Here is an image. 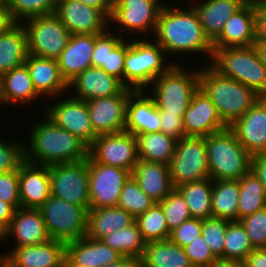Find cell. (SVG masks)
I'll list each match as a JSON object with an SVG mask.
<instances>
[{
    "label": "cell",
    "instance_id": "60",
    "mask_svg": "<svg viewBox=\"0 0 266 267\" xmlns=\"http://www.w3.org/2000/svg\"><path fill=\"white\" fill-rule=\"evenodd\" d=\"M104 267H139V261L130 256H122L117 261Z\"/></svg>",
    "mask_w": 266,
    "mask_h": 267
},
{
    "label": "cell",
    "instance_id": "8",
    "mask_svg": "<svg viewBox=\"0 0 266 267\" xmlns=\"http://www.w3.org/2000/svg\"><path fill=\"white\" fill-rule=\"evenodd\" d=\"M165 3V0H112L109 29L127 39H138L139 34L142 35L139 38H151Z\"/></svg>",
    "mask_w": 266,
    "mask_h": 267
},
{
    "label": "cell",
    "instance_id": "19",
    "mask_svg": "<svg viewBox=\"0 0 266 267\" xmlns=\"http://www.w3.org/2000/svg\"><path fill=\"white\" fill-rule=\"evenodd\" d=\"M183 126L186 137H206L228 127L220 118L216 106L200 87L184 113Z\"/></svg>",
    "mask_w": 266,
    "mask_h": 267
},
{
    "label": "cell",
    "instance_id": "40",
    "mask_svg": "<svg viewBox=\"0 0 266 267\" xmlns=\"http://www.w3.org/2000/svg\"><path fill=\"white\" fill-rule=\"evenodd\" d=\"M142 238L146 243L168 240L171 232L161 205L156 202L150 209L135 218Z\"/></svg>",
    "mask_w": 266,
    "mask_h": 267
},
{
    "label": "cell",
    "instance_id": "2",
    "mask_svg": "<svg viewBox=\"0 0 266 267\" xmlns=\"http://www.w3.org/2000/svg\"><path fill=\"white\" fill-rule=\"evenodd\" d=\"M31 123L24 141V160L39 165L78 162L88 158L89 146L76 135L59 127L45 113ZM37 121V123H36ZM30 140V141H29ZM28 141V142H27Z\"/></svg>",
    "mask_w": 266,
    "mask_h": 267
},
{
    "label": "cell",
    "instance_id": "5",
    "mask_svg": "<svg viewBox=\"0 0 266 267\" xmlns=\"http://www.w3.org/2000/svg\"><path fill=\"white\" fill-rule=\"evenodd\" d=\"M169 61L170 58L163 48L152 38L129 39V48L124 61V84L134 90H146L175 62L180 64V60Z\"/></svg>",
    "mask_w": 266,
    "mask_h": 267
},
{
    "label": "cell",
    "instance_id": "13",
    "mask_svg": "<svg viewBox=\"0 0 266 267\" xmlns=\"http://www.w3.org/2000/svg\"><path fill=\"white\" fill-rule=\"evenodd\" d=\"M68 94V97L61 95L49 99L53 105H44L46 109L42 108V111L45 110L43 113L59 127L76 135L90 146L97 135L92 128L87 103Z\"/></svg>",
    "mask_w": 266,
    "mask_h": 267
},
{
    "label": "cell",
    "instance_id": "29",
    "mask_svg": "<svg viewBox=\"0 0 266 267\" xmlns=\"http://www.w3.org/2000/svg\"><path fill=\"white\" fill-rule=\"evenodd\" d=\"M187 1L197 12L203 32L211 43L220 35L226 21L246 3L245 0H195L194 4L192 0Z\"/></svg>",
    "mask_w": 266,
    "mask_h": 267
},
{
    "label": "cell",
    "instance_id": "14",
    "mask_svg": "<svg viewBox=\"0 0 266 267\" xmlns=\"http://www.w3.org/2000/svg\"><path fill=\"white\" fill-rule=\"evenodd\" d=\"M89 156L97 163L132 172L139 160L136 136L127 131L99 135L89 146Z\"/></svg>",
    "mask_w": 266,
    "mask_h": 267
},
{
    "label": "cell",
    "instance_id": "63",
    "mask_svg": "<svg viewBox=\"0 0 266 267\" xmlns=\"http://www.w3.org/2000/svg\"><path fill=\"white\" fill-rule=\"evenodd\" d=\"M0 267H16L7 257L0 256Z\"/></svg>",
    "mask_w": 266,
    "mask_h": 267
},
{
    "label": "cell",
    "instance_id": "49",
    "mask_svg": "<svg viewBox=\"0 0 266 267\" xmlns=\"http://www.w3.org/2000/svg\"><path fill=\"white\" fill-rule=\"evenodd\" d=\"M184 252L194 267H211L217 258L211 252L203 235H199L189 245L183 247Z\"/></svg>",
    "mask_w": 266,
    "mask_h": 267
},
{
    "label": "cell",
    "instance_id": "52",
    "mask_svg": "<svg viewBox=\"0 0 266 267\" xmlns=\"http://www.w3.org/2000/svg\"><path fill=\"white\" fill-rule=\"evenodd\" d=\"M0 200L20 208L19 168L17 171L0 173Z\"/></svg>",
    "mask_w": 266,
    "mask_h": 267
},
{
    "label": "cell",
    "instance_id": "17",
    "mask_svg": "<svg viewBox=\"0 0 266 267\" xmlns=\"http://www.w3.org/2000/svg\"><path fill=\"white\" fill-rule=\"evenodd\" d=\"M71 34H102L109 27V17L80 0H57L54 13Z\"/></svg>",
    "mask_w": 266,
    "mask_h": 267
},
{
    "label": "cell",
    "instance_id": "33",
    "mask_svg": "<svg viewBox=\"0 0 266 267\" xmlns=\"http://www.w3.org/2000/svg\"><path fill=\"white\" fill-rule=\"evenodd\" d=\"M27 56L26 30L22 23H15L0 35V76L24 64Z\"/></svg>",
    "mask_w": 266,
    "mask_h": 267
},
{
    "label": "cell",
    "instance_id": "21",
    "mask_svg": "<svg viewBox=\"0 0 266 267\" xmlns=\"http://www.w3.org/2000/svg\"><path fill=\"white\" fill-rule=\"evenodd\" d=\"M256 42L255 2H246L225 23L212 48L249 47Z\"/></svg>",
    "mask_w": 266,
    "mask_h": 267
},
{
    "label": "cell",
    "instance_id": "51",
    "mask_svg": "<svg viewBox=\"0 0 266 267\" xmlns=\"http://www.w3.org/2000/svg\"><path fill=\"white\" fill-rule=\"evenodd\" d=\"M203 219L191 218L171 231L170 240L182 248L202 235Z\"/></svg>",
    "mask_w": 266,
    "mask_h": 267
},
{
    "label": "cell",
    "instance_id": "34",
    "mask_svg": "<svg viewBox=\"0 0 266 267\" xmlns=\"http://www.w3.org/2000/svg\"><path fill=\"white\" fill-rule=\"evenodd\" d=\"M139 267H194L184 249L170 239L146 243Z\"/></svg>",
    "mask_w": 266,
    "mask_h": 267
},
{
    "label": "cell",
    "instance_id": "23",
    "mask_svg": "<svg viewBox=\"0 0 266 267\" xmlns=\"http://www.w3.org/2000/svg\"><path fill=\"white\" fill-rule=\"evenodd\" d=\"M19 196L21 208L38 209L51 196L49 166L24 160L19 165Z\"/></svg>",
    "mask_w": 266,
    "mask_h": 267
},
{
    "label": "cell",
    "instance_id": "45",
    "mask_svg": "<svg viewBox=\"0 0 266 267\" xmlns=\"http://www.w3.org/2000/svg\"><path fill=\"white\" fill-rule=\"evenodd\" d=\"M229 222L215 217L203 219L202 235L216 258H223L224 239Z\"/></svg>",
    "mask_w": 266,
    "mask_h": 267
},
{
    "label": "cell",
    "instance_id": "47",
    "mask_svg": "<svg viewBox=\"0 0 266 267\" xmlns=\"http://www.w3.org/2000/svg\"><path fill=\"white\" fill-rule=\"evenodd\" d=\"M255 249L266 248V207L239 220Z\"/></svg>",
    "mask_w": 266,
    "mask_h": 267
},
{
    "label": "cell",
    "instance_id": "27",
    "mask_svg": "<svg viewBox=\"0 0 266 267\" xmlns=\"http://www.w3.org/2000/svg\"><path fill=\"white\" fill-rule=\"evenodd\" d=\"M160 116L154 99L146 90H134L128 98L125 131L134 136L160 132Z\"/></svg>",
    "mask_w": 266,
    "mask_h": 267
},
{
    "label": "cell",
    "instance_id": "3",
    "mask_svg": "<svg viewBox=\"0 0 266 267\" xmlns=\"http://www.w3.org/2000/svg\"><path fill=\"white\" fill-rule=\"evenodd\" d=\"M199 87L216 106L228 127L261 98L253 89L219 74L209 64H200Z\"/></svg>",
    "mask_w": 266,
    "mask_h": 267
},
{
    "label": "cell",
    "instance_id": "26",
    "mask_svg": "<svg viewBox=\"0 0 266 267\" xmlns=\"http://www.w3.org/2000/svg\"><path fill=\"white\" fill-rule=\"evenodd\" d=\"M35 90L25 64L13 68L0 76V108L8 105L30 107L36 100L44 98ZM30 104V105H29ZM4 105V106H3ZM10 105V106H9ZM19 105V106H18Z\"/></svg>",
    "mask_w": 266,
    "mask_h": 267
},
{
    "label": "cell",
    "instance_id": "44",
    "mask_svg": "<svg viewBox=\"0 0 266 267\" xmlns=\"http://www.w3.org/2000/svg\"><path fill=\"white\" fill-rule=\"evenodd\" d=\"M158 203L164 211L170 232L176 227H179L184 221L192 218L184 197L176 188H174L165 199Z\"/></svg>",
    "mask_w": 266,
    "mask_h": 267
},
{
    "label": "cell",
    "instance_id": "1",
    "mask_svg": "<svg viewBox=\"0 0 266 267\" xmlns=\"http://www.w3.org/2000/svg\"><path fill=\"white\" fill-rule=\"evenodd\" d=\"M174 3L177 2L170 4L168 2L162 8L151 38L163 48L170 59H173L175 55L178 60L180 56L188 58L193 55L192 57L201 59L207 55L203 60L210 59L208 62L202 60L201 64H209L213 54L212 43L203 32L197 12L192 5L189 7L187 5L184 9V6H182L183 8L179 5L173 6ZM194 54L199 57L201 55V57L197 58Z\"/></svg>",
    "mask_w": 266,
    "mask_h": 267
},
{
    "label": "cell",
    "instance_id": "7",
    "mask_svg": "<svg viewBox=\"0 0 266 267\" xmlns=\"http://www.w3.org/2000/svg\"><path fill=\"white\" fill-rule=\"evenodd\" d=\"M209 65L219 74L266 97V67L260 61L254 46L213 48Z\"/></svg>",
    "mask_w": 266,
    "mask_h": 267
},
{
    "label": "cell",
    "instance_id": "54",
    "mask_svg": "<svg viewBox=\"0 0 266 267\" xmlns=\"http://www.w3.org/2000/svg\"><path fill=\"white\" fill-rule=\"evenodd\" d=\"M256 41H266V4L255 3Z\"/></svg>",
    "mask_w": 266,
    "mask_h": 267
},
{
    "label": "cell",
    "instance_id": "58",
    "mask_svg": "<svg viewBox=\"0 0 266 267\" xmlns=\"http://www.w3.org/2000/svg\"><path fill=\"white\" fill-rule=\"evenodd\" d=\"M15 24L11 13L5 3L0 4V35Z\"/></svg>",
    "mask_w": 266,
    "mask_h": 267
},
{
    "label": "cell",
    "instance_id": "42",
    "mask_svg": "<svg viewBox=\"0 0 266 267\" xmlns=\"http://www.w3.org/2000/svg\"><path fill=\"white\" fill-rule=\"evenodd\" d=\"M156 202L140 189L130 176L120 193L117 207L124 209L134 218L150 209Z\"/></svg>",
    "mask_w": 266,
    "mask_h": 267
},
{
    "label": "cell",
    "instance_id": "53",
    "mask_svg": "<svg viewBox=\"0 0 266 267\" xmlns=\"http://www.w3.org/2000/svg\"><path fill=\"white\" fill-rule=\"evenodd\" d=\"M160 116V132L179 140L186 137L184 134L183 118L178 114L159 113Z\"/></svg>",
    "mask_w": 266,
    "mask_h": 267
},
{
    "label": "cell",
    "instance_id": "36",
    "mask_svg": "<svg viewBox=\"0 0 266 267\" xmlns=\"http://www.w3.org/2000/svg\"><path fill=\"white\" fill-rule=\"evenodd\" d=\"M239 180H213L212 214L215 218L238 221Z\"/></svg>",
    "mask_w": 266,
    "mask_h": 267
},
{
    "label": "cell",
    "instance_id": "64",
    "mask_svg": "<svg viewBox=\"0 0 266 267\" xmlns=\"http://www.w3.org/2000/svg\"><path fill=\"white\" fill-rule=\"evenodd\" d=\"M63 267H83L80 265L74 264L66 255L63 260Z\"/></svg>",
    "mask_w": 266,
    "mask_h": 267
},
{
    "label": "cell",
    "instance_id": "43",
    "mask_svg": "<svg viewBox=\"0 0 266 267\" xmlns=\"http://www.w3.org/2000/svg\"><path fill=\"white\" fill-rule=\"evenodd\" d=\"M57 0H6L11 16L15 23L55 13Z\"/></svg>",
    "mask_w": 266,
    "mask_h": 267
},
{
    "label": "cell",
    "instance_id": "10",
    "mask_svg": "<svg viewBox=\"0 0 266 267\" xmlns=\"http://www.w3.org/2000/svg\"><path fill=\"white\" fill-rule=\"evenodd\" d=\"M51 195L89 210V156L49 166Z\"/></svg>",
    "mask_w": 266,
    "mask_h": 267
},
{
    "label": "cell",
    "instance_id": "38",
    "mask_svg": "<svg viewBox=\"0 0 266 267\" xmlns=\"http://www.w3.org/2000/svg\"><path fill=\"white\" fill-rule=\"evenodd\" d=\"M238 221L266 207L262 183L251 170L239 180Z\"/></svg>",
    "mask_w": 266,
    "mask_h": 267
},
{
    "label": "cell",
    "instance_id": "22",
    "mask_svg": "<svg viewBox=\"0 0 266 267\" xmlns=\"http://www.w3.org/2000/svg\"><path fill=\"white\" fill-rule=\"evenodd\" d=\"M11 246L0 256L7 257L16 267H63L66 244L56 239L22 247Z\"/></svg>",
    "mask_w": 266,
    "mask_h": 267
},
{
    "label": "cell",
    "instance_id": "11",
    "mask_svg": "<svg viewBox=\"0 0 266 267\" xmlns=\"http://www.w3.org/2000/svg\"><path fill=\"white\" fill-rule=\"evenodd\" d=\"M22 24L26 30L30 55L56 60L71 36L55 14L30 18Z\"/></svg>",
    "mask_w": 266,
    "mask_h": 267
},
{
    "label": "cell",
    "instance_id": "18",
    "mask_svg": "<svg viewBox=\"0 0 266 267\" xmlns=\"http://www.w3.org/2000/svg\"><path fill=\"white\" fill-rule=\"evenodd\" d=\"M229 128L252 156L266 154V97H261Z\"/></svg>",
    "mask_w": 266,
    "mask_h": 267
},
{
    "label": "cell",
    "instance_id": "68",
    "mask_svg": "<svg viewBox=\"0 0 266 267\" xmlns=\"http://www.w3.org/2000/svg\"><path fill=\"white\" fill-rule=\"evenodd\" d=\"M5 2H6V0H0V4H3Z\"/></svg>",
    "mask_w": 266,
    "mask_h": 267
},
{
    "label": "cell",
    "instance_id": "66",
    "mask_svg": "<svg viewBox=\"0 0 266 267\" xmlns=\"http://www.w3.org/2000/svg\"><path fill=\"white\" fill-rule=\"evenodd\" d=\"M255 3H264V4H266V0H258V1L255 2Z\"/></svg>",
    "mask_w": 266,
    "mask_h": 267
},
{
    "label": "cell",
    "instance_id": "32",
    "mask_svg": "<svg viewBox=\"0 0 266 267\" xmlns=\"http://www.w3.org/2000/svg\"><path fill=\"white\" fill-rule=\"evenodd\" d=\"M135 218L122 208H89L87 213L86 237L101 240L103 237L128 227Z\"/></svg>",
    "mask_w": 266,
    "mask_h": 267
},
{
    "label": "cell",
    "instance_id": "20",
    "mask_svg": "<svg viewBox=\"0 0 266 267\" xmlns=\"http://www.w3.org/2000/svg\"><path fill=\"white\" fill-rule=\"evenodd\" d=\"M126 88L121 80L100 67H90L68 82L69 95L84 101L121 94Z\"/></svg>",
    "mask_w": 266,
    "mask_h": 267
},
{
    "label": "cell",
    "instance_id": "61",
    "mask_svg": "<svg viewBox=\"0 0 266 267\" xmlns=\"http://www.w3.org/2000/svg\"><path fill=\"white\" fill-rule=\"evenodd\" d=\"M211 267H246L245 262L231 259L217 258Z\"/></svg>",
    "mask_w": 266,
    "mask_h": 267
},
{
    "label": "cell",
    "instance_id": "12",
    "mask_svg": "<svg viewBox=\"0 0 266 267\" xmlns=\"http://www.w3.org/2000/svg\"><path fill=\"white\" fill-rule=\"evenodd\" d=\"M174 188L210 178L204 137H184L177 141L169 164Z\"/></svg>",
    "mask_w": 266,
    "mask_h": 267
},
{
    "label": "cell",
    "instance_id": "28",
    "mask_svg": "<svg viewBox=\"0 0 266 267\" xmlns=\"http://www.w3.org/2000/svg\"><path fill=\"white\" fill-rule=\"evenodd\" d=\"M95 34H71L67 46L56 59L62 77L68 83L92 67Z\"/></svg>",
    "mask_w": 266,
    "mask_h": 267
},
{
    "label": "cell",
    "instance_id": "30",
    "mask_svg": "<svg viewBox=\"0 0 266 267\" xmlns=\"http://www.w3.org/2000/svg\"><path fill=\"white\" fill-rule=\"evenodd\" d=\"M138 186L155 202L165 199L174 189L169 165L138 160L131 172Z\"/></svg>",
    "mask_w": 266,
    "mask_h": 267
},
{
    "label": "cell",
    "instance_id": "55",
    "mask_svg": "<svg viewBox=\"0 0 266 267\" xmlns=\"http://www.w3.org/2000/svg\"><path fill=\"white\" fill-rule=\"evenodd\" d=\"M251 170L259 178L263 185L264 192L266 195V154H258L252 157V168Z\"/></svg>",
    "mask_w": 266,
    "mask_h": 267
},
{
    "label": "cell",
    "instance_id": "15",
    "mask_svg": "<svg viewBox=\"0 0 266 267\" xmlns=\"http://www.w3.org/2000/svg\"><path fill=\"white\" fill-rule=\"evenodd\" d=\"M131 172L95 162L89 156V208L115 207Z\"/></svg>",
    "mask_w": 266,
    "mask_h": 267
},
{
    "label": "cell",
    "instance_id": "56",
    "mask_svg": "<svg viewBox=\"0 0 266 267\" xmlns=\"http://www.w3.org/2000/svg\"><path fill=\"white\" fill-rule=\"evenodd\" d=\"M246 267H266V248L252 250L246 261Z\"/></svg>",
    "mask_w": 266,
    "mask_h": 267
},
{
    "label": "cell",
    "instance_id": "57",
    "mask_svg": "<svg viewBox=\"0 0 266 267\" xmlns=\"http://www.w3.org/2000/svg\"><path fill=\"white\" fill-rule=\"evenodd\" d=\"M15 210L16 209L10 203L0 200V225L6 230L10 225Z\"/></svg>",
    "mask_w": 266,
    "mask_h": 267
},
{
    "label": "cell",
    "instance_id": "48",
    "mask_svg": "<svg viewBox=\"0 0 266 267\" xmlns=\"http://www.w3.org/2000/svg\"><path fill=\"white\" fill-rule=\"evenodd\" d=\"M129 48V39H123L115 48H107L106 64L102 69L124 83V61Z\"/></svg>",
    "mask_w": 266,
    "mask_h": 267
},
{
    "label": "cell",
    "instance_id": "65",
    "mask_svg": "<svg viewBox=\"0 0 266 267\" xmlns=\"http://www.w3.org/2000/svg\"><path fill=\"white\" fill-rule=\"evenodd\" d=\"M6 239V229L0 225V244L3 242H5Z\"/></svg>",
    "mask_w": 266,
    "mask_h": 267
},
{
    "label": "cell",
    "instance_id": "25",
    "mask_svg": "<svg viewBox=\"0 0 266 267\" xmlns=\"http://www.w3.org/2000/svg\"><path fill=\"white\" fill-rule=\"evenodd\" d=\"M14 247L42 244L51 239L38 209L17 208L6 230Z\"/></svg>",
    "mask_w": 266,
    "mask_h": 267
},
{
    "label": "cell",
    "instance_id": "31",
    "mask_svg": "<svg viewBox=\"0 0 266 267\" xmlns=\"http://www.w3.org/2000/svg\"><path fill=\"white\" fill-rule=\"evenodd\" d=\"M66 256L76 265L83 267H104L123 255L106 245L102 240L82 237L66 243Z\"/></svg>",
    "mask_w": 266,
    "mask_h": 267
},
{
    "label": "cell",
    "instance_id": "41",
    "mask_svg": "<svg viewBox=\"0 0 266 267\" xmlns=\"http://www.w3.org/2000/svg\"><path fill=\"white\" fill-rule=\"evenodd\" d=\"M254 249L242 223L240 221L229 222L224 239L223 259L245 262L249 253Z\"/></svg>",
    "mask_w": 266,
    "mask_h": 267
},
{
    "label": "cell",
    "instance_id": "62",
    "mask_svg": "<svg viewBox=\"0 0 266 267\" xmlns=\"http://www.w3.org/2000/svg\"><path fill=\"white\" fill-rule=\"evenodd\" d=\"M253 46L258 53L260 61L266 67V41H256Z\"/></svg>",
    "mask_w": 266,
    "mask_h": 267
},
{
    "label": "cell",
    "instance_id": "6",
    "mask_svg": "<svg viewBox=\"0 0 266 267\" xmlns=\"http://www.w3.org/2000/svg\"><path fill=\"white\" fill-rule=\"evenodd\" d=\"M204 138L212 180H240L251 171L253 156L229 127Z\"/></svg>",
    "mask_w": 266,
    "mask_h": 267
},
{
    "label": "cell",
    "instance_id": "46",
    "mask_svg": "<svg viewBox=\"0 0 266 267\" xmlns=\"http://www.w3.org/2000/svg\"><path fill=\"white\" fill-rule=\"evenodd\" d=\"M22 141L14 142L0 137V173L18 170L24 161V139Z\"/></svg>",
    "mask_w": 266,
    "mask_h": 267
},
{
    "label": "cell",
    "instance_id": "39",
    "mask_svg": "<svg viewBox=\"0 0 266 267\" xmlns=\"http://www.w3.org/2000/svg\"><path fill=\"white\" fill-rule=\"evenodd\" d=\"M101 240L123 256H130L138 261L142 258L146 248V242L135 221L126 228L115 230Z\"/></svg>",
    "mask_w": 266,
    "mask_h": 267
},
{
    "label": "cell",
    "instance_id": "67",
    "mask_svg": "<svg viewBox=\"0 0 266 267\" xmlns=\"http://www.w3.org/2000/svg\"><path fill=\"white\" fill-rule=\"evenodd\" d=\"M246 2H257L258 0H245Z\"/></svg>",
    "mask_w": 266,
    "mask_h": 267
},
{
    "label": "cell",
    "instance_id": "59",
    "mask_svg": "<svg viewBox=\"0 0 266 267\" xmlns=\"http://www.w3.org/2000/svg\"><path fill=\"white\" fill-rule=\"evenodd\" d=\"M88 6H92L103 11L108 17L111 15L112 0H80Z\"/></svg>",
    "mask_w": 266,
    "mask_h": 267
},
{
    "label": "cell",
    "instance_id": "35",
    "mask_svg": "<svg viewBox=\"0 0 266 267\" xmlns=\"http://www.w3.org/2000/svg\"><path fill=\"white\" fill-rule=\"evenodd\" d=\"M138 159L169 165L177 140L163 132L136 135Z\"/></svg>",
    "mask_w": 266,
    "mask_h": 267
},
{
    "label": "cell",
    "instance_id": "16",
    "mask_svg": "<svg viewBox=\"0 0 266 267\" xmlns=\"http://www.w3.org/2000/svg\"><path fill=\"white\" fill-rule=\"evenodd\" d=\"M133 91L127 87L121 94L86 101L92 128L97 136L125 131L127 102Z\"/></svg>",
    "mask_w": 266,
    "mask_h": 267
},
{
    "label": "cell",
    "instance_id": "50",
    "mask_svg": "<svg viewBox=\"0 0 266 267\" xmlns=\"http://www.w3.org/2000/svg\"><path fill=\"white\" fill-rule=\"evenodd\" d=\"M115 33V34H114ZM124 38L108 29L102 34H95V47L92 54V67L106 64L107 48H115Z\"/></svg>",
    "mask_w": 266,
    "mask_h": 267
},
{
    "label": "cell",
    "instance_id": "24",
    "mask_svg": "<svg viewBox=\"0 0 266 267\" xmlns=\"http://www.w3.org/2000/svg\"><path fill=\"white\" fill-rule=\"evenodd\" d=\"M24 64L35 90L44 100L69 93L68 83L60 73L57 60L28 54Z\"/></svg>",
    "mask_w": 266,
    "mask_h": 267
},
{
    "label": "cell",
    "instance_id": "37",
    "mask_svg": "<svg viewBox=\"0 0 266 267\" xmlns=\"http://www.w3.org/2000/svg\"><path fill=\"white\" fill-rule=\"evenodd\" d=\"M176 189L184 197L192 218L213 217L211 206L213 180L211 178L185 183Z\"/></svg>",
    "mask_w": 266,
    "mask_h": 267
},
{
    "label": "cell",
    "instance_id": "4",
    "mask_svg": "<svg viewBox=\"0 0 266 267\" xmlns=\"http://www.w3.org/2000/svg\"><path fill=\"white\" fill-rule=\"evenodd\" d=\"M182 64H173L146 88L159 113L178 114L183 118L199 88V65L187 69Z\"/></svg>",
    "mask_w": 266,
    "mask_h": 267
},
{
    "label": "cell",
    "instance_id": "9",
    "mask_svg": "<svg viewBox=\"0 0 266 267\" xmlns=\"http://www.w3.org/2000/svg\"><path fill=\"white\" fill-rule=\"evenodd\" d=\"M38 210L51 239L66 244L86 236L88 211L83 207L51 195Z\"/></svg>",
    "mask_w": 266,
    "mask_h": 267
}]
</instances>
